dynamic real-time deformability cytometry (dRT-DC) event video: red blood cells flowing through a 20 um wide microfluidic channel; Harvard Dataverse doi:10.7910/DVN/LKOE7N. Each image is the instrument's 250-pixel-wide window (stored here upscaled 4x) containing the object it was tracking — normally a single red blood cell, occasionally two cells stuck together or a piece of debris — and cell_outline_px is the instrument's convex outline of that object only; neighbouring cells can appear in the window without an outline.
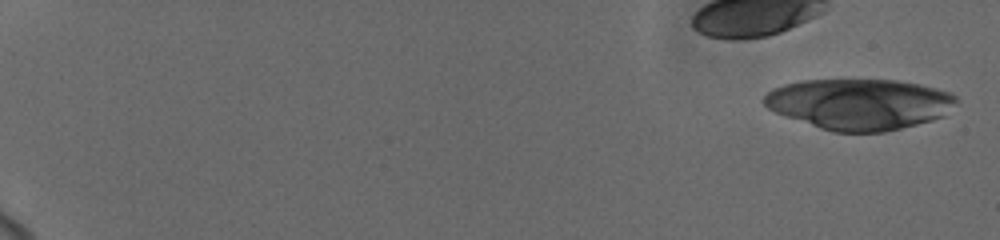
{"species": "human", "species_latin": "Homo sapiens", "temperature_condition": "cold", "stored_images_in_passage": 8, "camera_frame_rate_fps": 3000, "um_per_image_px": 0.085, "donor": {"sex": "female"}, "frame": {"image": 1, "passage_image": 1, "time_ms": 0.0, "image_size_px": [1000, 240], "cell_outline_px": [[956, 100], [944, 116], [932, 120], [884, 132], [832, 132], [820, 128], [776, 112], [768, 108], [764, 104], [764, 96], [772, 88], [784, 84], [800, 80], [896, 80], [916, 84], [948, 92], [956, 96]], "centroid_in_image_um": [73.01, 8.85], "position_along_channel_um": 12.0, "area_um2": 56.36}}
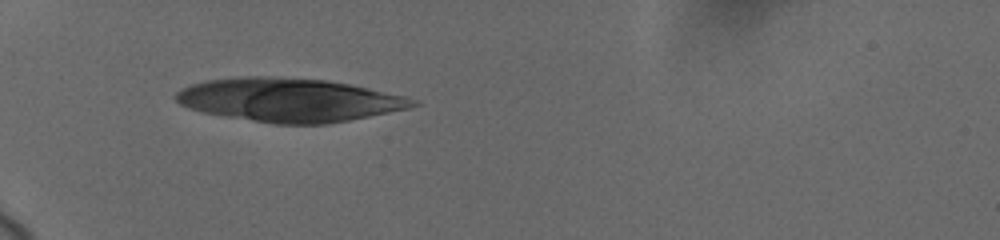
{"frame": {"image": 2, "passage_image": 7, "time_ms": 6.333, "image_size_px": [1000, 240], "cell_outline_px": [[420, 104], [408, 108], [328, 124], [272, 124], [200, 112], [180, 104], [172, 96], [176, 92], [192, 84], [204, 80], [240, 76], [280, 76], [324, 80], [352, 84], [404, 96], [416, 100]], "centroid_in_image_um": [24.53, 8.49], "position_along_channel_um": 60.5, "area_um2": 60.29}}